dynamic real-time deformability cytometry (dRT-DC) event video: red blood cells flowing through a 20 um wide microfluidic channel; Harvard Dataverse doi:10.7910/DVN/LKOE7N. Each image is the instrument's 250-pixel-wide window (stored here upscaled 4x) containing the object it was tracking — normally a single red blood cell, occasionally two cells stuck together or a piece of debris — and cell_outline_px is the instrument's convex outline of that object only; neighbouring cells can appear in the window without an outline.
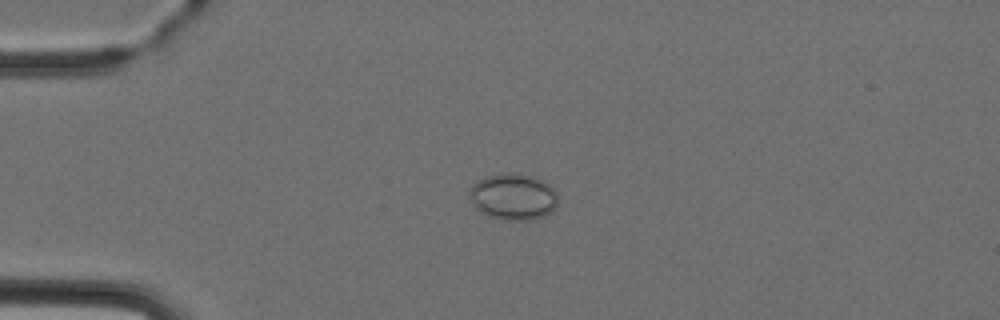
{"species": "Egyptian fruit bat (a non-hibernating species)", "species_latin": "Rousettus aegyptiacus", "temperature_condition": "cold", "stored_images_in_passage": 2, "camera_frame_rate_fps": 3000, "um_per_image_px": 0.085, "animal": {"sex": "female"}, "frame": {"image": 1, "passage_image": 1, "time_ms": 0.0, "image_size_px": [1000, 320], "cell_outline_px": [[556, 204], [552, 212], [544, 216], [528, 220], [504, 220], [488, 216], [480, 212], [472, 204], [468, 196], [468, 192], [472, 184], [488, 176], [532, 176], [544, 180], [556, 192]], "centroid_in_image_um": [43.6, 16.78], "position_along_channel_um": 41.4, "area_um2": 23.35}}